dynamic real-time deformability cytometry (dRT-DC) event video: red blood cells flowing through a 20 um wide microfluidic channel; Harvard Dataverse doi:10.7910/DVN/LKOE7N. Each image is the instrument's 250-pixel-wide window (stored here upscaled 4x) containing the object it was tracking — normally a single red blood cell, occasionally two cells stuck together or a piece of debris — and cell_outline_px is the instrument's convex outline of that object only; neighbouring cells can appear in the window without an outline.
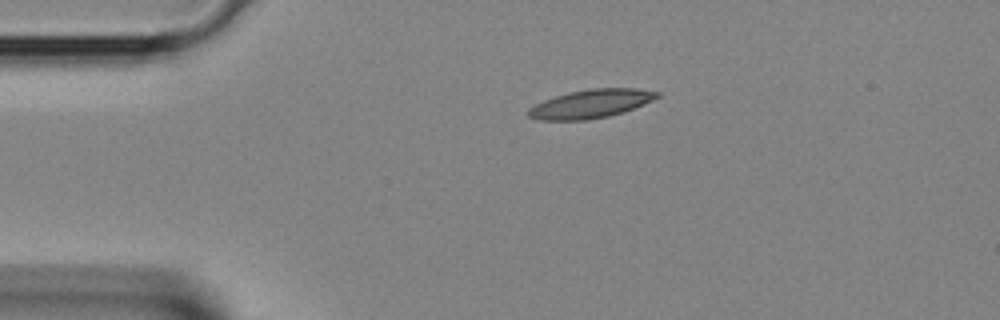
{"species": "Egyptian fruit bat (a non-hibernating species)", "species_latin": "Rousettus aegyptiacus", "temperature_condition": "room temperature", "stored_images_in_passage": 29, "camera_frame_rate_fps": 3000, "um_per_image_px": 0.085, "animal": {"sex": "female"}, "frame": {"image": 1, "passage_image": 1, "time_ms": 0.0, "image_size_px": [1000, 320], "cell_outline_px": [[660, 96], [644, 104], [608, 116], [588, 120], [540, 120], [528, 116], [528, 108], [544, 100], [556, 96], [588, 88], [636, 88], [660, 92]], "centroid_in_image_um": [50.22, 8.82], "position_along_channel_um": 34.8, "area_um2": 21.15}}
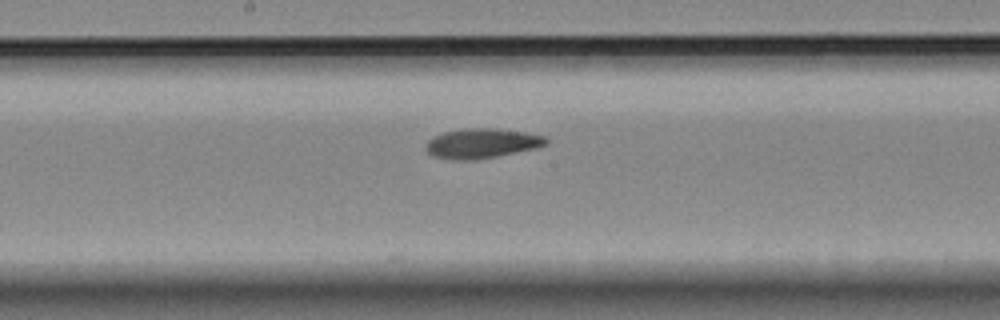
{"frame": {"image": 2, "passage_image": 13, "time_ms": 4.0, "image_size_px": [1000, 320], "cell_outline_px": [[548, 144], [536, 148], [476, 160], [452, 160], [432, 156], [424, 148], [424, 144], [428, 140], [444, 132], [464, 128], [496, 128], [524, 132], [544, 136], [548, 140]], "centroid_in_image_um": [40.92, 12.19], "position_along_channel_um": 207.3, "area_um2": 20.92}}
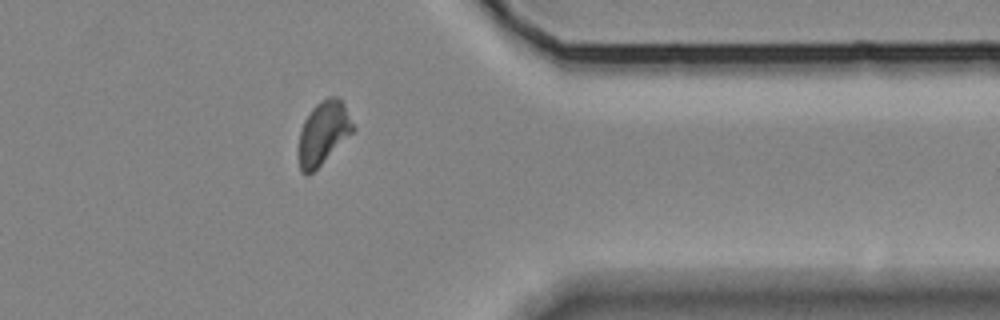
{"frame": {"image": 3, "passage_image": 24, "time_ms": 7.667, "image_size_px": [1000, 320], "cell_outline_px": [[356, 128], [308, 176], [304, 176], [300, 168], [300, 132], [304, 120], [312, 108], [320, 100], [328, 96], [336, 96], [344, 104]], "centroid_in_image_um": [27.49, 11.25], "position_along_channel_um": 383.9, "area_um2": 19.48}}